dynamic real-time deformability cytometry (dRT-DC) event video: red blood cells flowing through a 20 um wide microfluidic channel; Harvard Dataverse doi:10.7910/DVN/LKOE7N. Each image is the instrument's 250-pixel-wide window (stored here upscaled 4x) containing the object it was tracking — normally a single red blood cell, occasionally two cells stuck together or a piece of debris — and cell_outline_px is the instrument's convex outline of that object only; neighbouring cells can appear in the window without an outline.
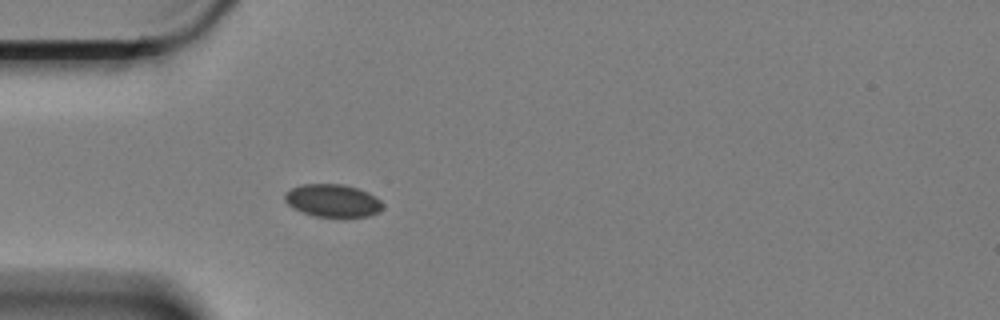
{"species": "Egyptian fruit bat (a non-hibernating species)", "species_latin": "Rousettus aegyptiacus", "temperature_condition": "cold", "stored_images_in_passage": 3, "camera_frame_rate_fps": 3000, "um_per_image_px": 0.085, "animal": {"sex": "female"}, "frame": {"image": 1, "passage_image": 3, "time_ms": 0.667, "image_size_px": [1000, 320], "cell_outline_px": [[384, 208], [380, 212], [368, 216], [316, 216], [292, 208], [284, 200], [284, 192], [300, 184], [340, 184], [356, 188], [368, 192], [380, 200], [384, 204]], "centroid_in_image_um": [28.27, 17.04], "position_along_channel_um": 56.7, "area_um2": 18.61}}